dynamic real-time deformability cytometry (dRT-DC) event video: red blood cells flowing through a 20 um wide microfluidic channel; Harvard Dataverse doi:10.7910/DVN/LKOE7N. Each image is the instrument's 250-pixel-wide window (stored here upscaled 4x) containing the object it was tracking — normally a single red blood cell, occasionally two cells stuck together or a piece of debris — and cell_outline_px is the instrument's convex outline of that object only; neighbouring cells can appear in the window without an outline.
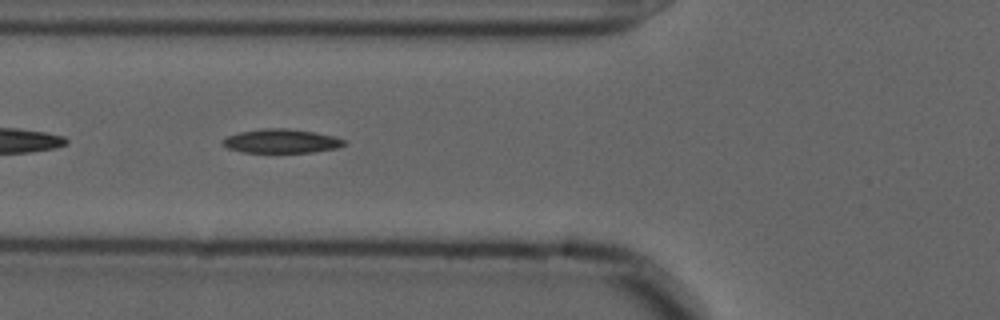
{"species": "common noctule bat (a hibernating species)", "species_latin": "Nyctalus noctula", "temperature_condition": "cold", "stored_images_in_passage": 40, "camera_frame_rate_fps": 3000, "um_per_image_px": 0.085, "animal": {"sex": "male", "forearm_length_mm": 52.5}, "frame": {"image": 1, "passage_image": 5, "time_ms": 1.333, "image_size_px": [1000, 320], "cell_outline_px": [[344, 144], [336, 148], [312, 152], [244, 152], [228, 148], [220, 144], [228, 136], [240, 132], [264, 128], [288, 128], [312, 132], [332, 136], [344, 140]], "centroid_in_image_um": [23.87, 11.99], "position_along_channel_um": 101.9, "area_um2": 16.59}}
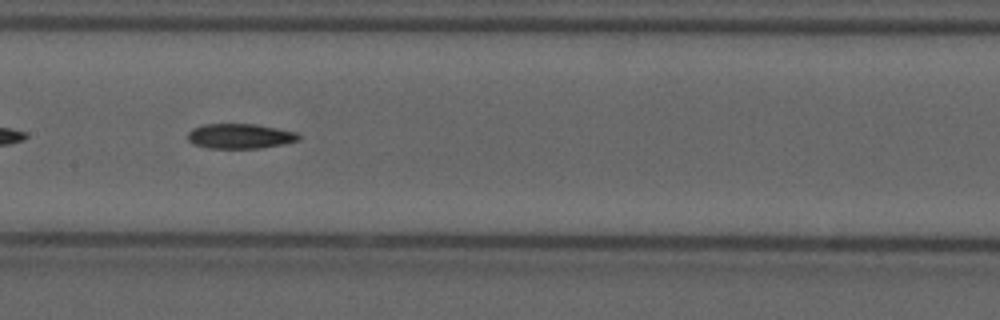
{"frame": {"image": 2, "passage_image": 12, "time_ms": 3.667, "image_size_px": [1000, 320], "cell_outline_px": [[300, 140], [284, 144], [260, 148], [208, 148], [192, 144], [188, 140], [188, 132], [192, 128], [204, 124], [256, 124], [296, 132], [300, 136]], "centroid_in_image_um": [20.39, 11.57], "position_along_channel_um": 187.0, "area_um2": 16.18}}
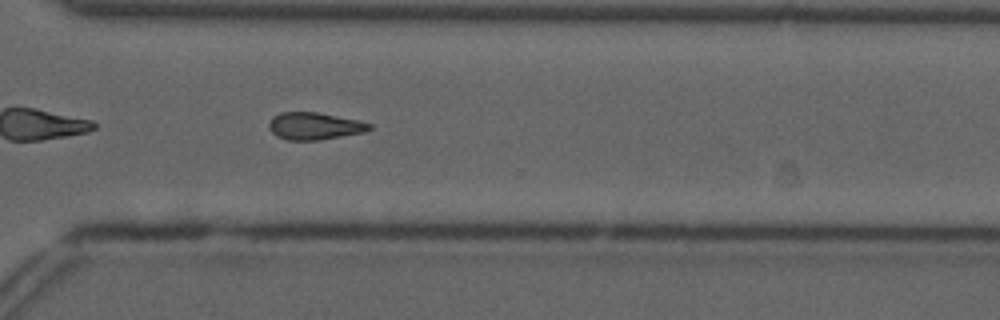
{"frame": {"image": 3, "passage_image": 25, "time_ms": 8.0, "image_size_px": [1000, 320], "cell_outline_px": [[372, 128], [364, 132], [320, 140], [288, 140], [276, 136], [268, 128], [268, 124], [272, 116], [280, 112], [316, 112], [356, 120], [372, 124]], "centroid_in_image_um": [26.68, 10.71], "position_along_channel_um": 343.9, "area_um2": 15.9}}